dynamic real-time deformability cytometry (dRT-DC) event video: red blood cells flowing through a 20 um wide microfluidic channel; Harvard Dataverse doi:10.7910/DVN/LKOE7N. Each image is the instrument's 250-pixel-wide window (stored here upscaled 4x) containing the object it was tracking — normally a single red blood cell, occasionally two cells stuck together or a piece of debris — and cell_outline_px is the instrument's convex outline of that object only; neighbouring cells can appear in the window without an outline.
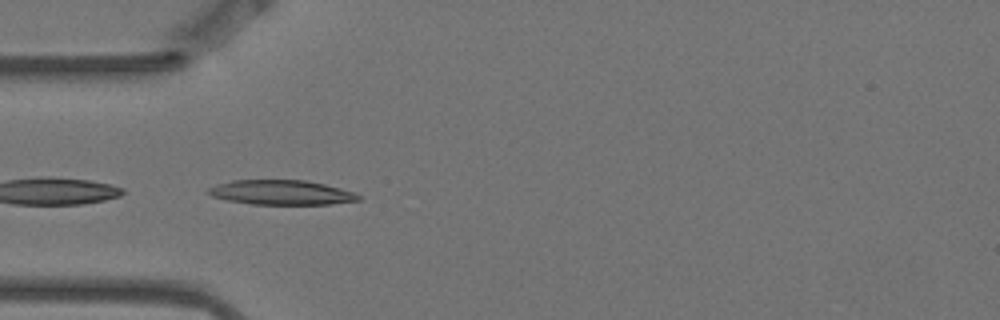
{"species": "Egyptian fruit bat (a non-hibernating species)", "species_latin": "Rousettus aegyptiacus", "temperature_condition": "warm", "stored_images_in_passage": 5, "camera_frame_rate_fps": 3000, "um_per_image_px": 0.085, "animal": {"sex": "female"}, "frame": {"image": 1, "passage_image": 4, "time_ms": 1.0, "image_size_px": [1000, 320], "cell_outline_px": [[360, 200], [332, 204], [252, 204], [228, 200], [212, 196], [204, 192], [208, 188], [216, 184], [232, 180], [304, 180], [324, 184], [356, 192], [360, 196]], "centroid_in_image_um": [23.9, 16.35], "position_along_channel_um": 61.1, "area_um2": 21.62}}
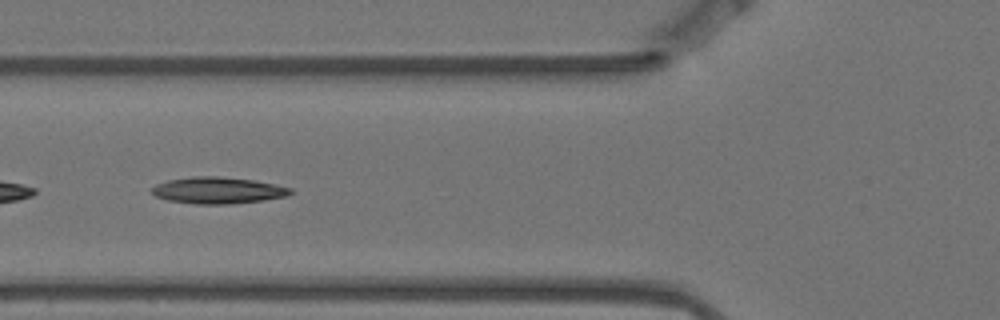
{"frame": {"image": 2, "passage_image": 5, "time_ms": 1.333, "image_size_px": [1000, 320], "cell_outline_px": [[292, 192], [288, 196], [264, 200], [228, 204], [196, 204], [168, 200], [156, 196], [152, 192], [152, 188], [156, 184], [168, 180], [192, 176], [216, 176], [252, 180], [276, 184], [292, 188]], "centroid_in_image_um": [18.54, 16.18], "position_along_channel_um": 107.3, "area_um2": 21.39}}